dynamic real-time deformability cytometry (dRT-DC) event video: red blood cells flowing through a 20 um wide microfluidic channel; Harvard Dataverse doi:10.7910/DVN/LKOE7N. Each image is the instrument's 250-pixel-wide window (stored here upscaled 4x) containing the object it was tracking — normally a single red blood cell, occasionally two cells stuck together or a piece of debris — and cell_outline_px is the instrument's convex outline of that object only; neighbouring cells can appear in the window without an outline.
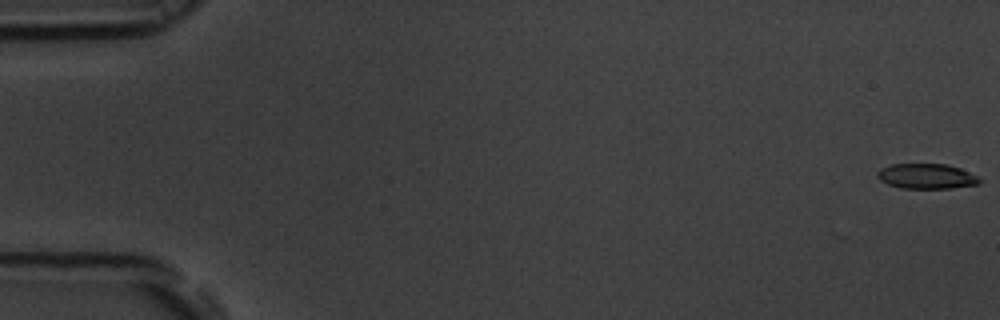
{"species": "common noctule bat (a hibernating species)", "species_latin": "Nyctalus noctula", "temperature_condition": "room temperature", "stored_images_in_passage": 47, "camera_frame_rate_fps": 3000, "um_per_image_px": 0.085, "animal": {"sex": "male", "body_mass_g": 19.5, "forearm_length_mm": 54.6}, "frame": {"image": 1, "passage_image": 1, "time_ms": 0.0, "image_size_px": [1000, 320], "cell_outline_px": [[980, 184], [952, 188], [900, 188], [888, 184], [880, 180], [876, 176], [876, 172], [880, 168], [892, 164], [948, 164], [960, 168], [976, 176], [980, 180]], "centroid_in_image_um": [78.72, 14.98], "position_along_channel_um": 6.3, "area_um2": 14.97}}
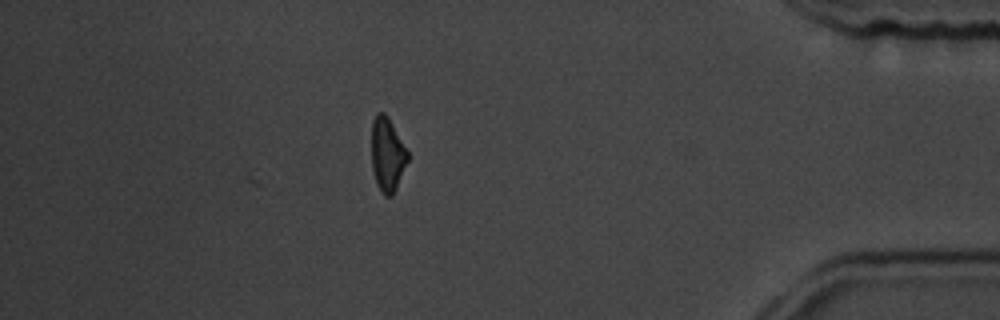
{"frame": {"image": 2, "passage_image": 47, "time_ms": 15.333, "image_size_px": [1000, 320], "cell_outline_px": [[408, 160], [396, 188], [392, 196], [384, 196], [380, 192], [376, 184], [372, 168], [372, 120], [376, 112], [384, 112], [388, 116], [408, 152]], "centroid_in_image_um": [32.9, 13.13], "position_along_channel_um": 402.3, "area_um2": 15.61}}